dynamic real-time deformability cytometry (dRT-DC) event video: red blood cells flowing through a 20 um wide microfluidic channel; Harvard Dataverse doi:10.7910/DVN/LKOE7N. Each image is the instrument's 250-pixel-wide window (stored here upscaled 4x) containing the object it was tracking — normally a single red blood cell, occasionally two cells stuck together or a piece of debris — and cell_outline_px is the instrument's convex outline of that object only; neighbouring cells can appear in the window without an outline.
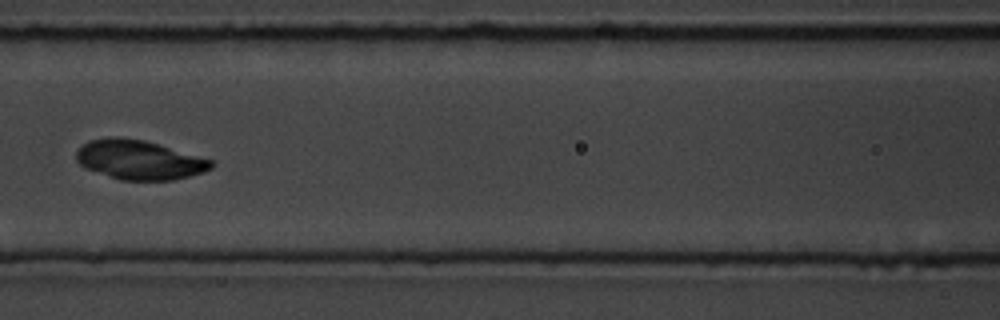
{"species": "common noctule bat (a hibernating species)", "species_latin": "Nyctalus noctula", "temperature_condition": "room temperature", "stored_images_in_passage": 6, "camera_frame_rate_fps": 3000, "um_per_image_px": 0.085, "animal": {"sex": "male", "body_mass_g": 19.5, "forearm_length_mm": 54.6}, "frame": {"image": 1, "passage_image": 4, "time_ms": 3.667, "image_size_px": [1000, 320], "cell_outline_px": [[216, 164], [212, 168], [204, 172], [172, 180], [120, 180], [84, 168], [76, 160], [76, 152], [88, 140], [112, 136], [120, 136], [144, 140], [212, 160]], "centroid_in_image_um": [11.81, 13.58], "position_along_channel_um": 154.8, "area_um2": 30.92}}